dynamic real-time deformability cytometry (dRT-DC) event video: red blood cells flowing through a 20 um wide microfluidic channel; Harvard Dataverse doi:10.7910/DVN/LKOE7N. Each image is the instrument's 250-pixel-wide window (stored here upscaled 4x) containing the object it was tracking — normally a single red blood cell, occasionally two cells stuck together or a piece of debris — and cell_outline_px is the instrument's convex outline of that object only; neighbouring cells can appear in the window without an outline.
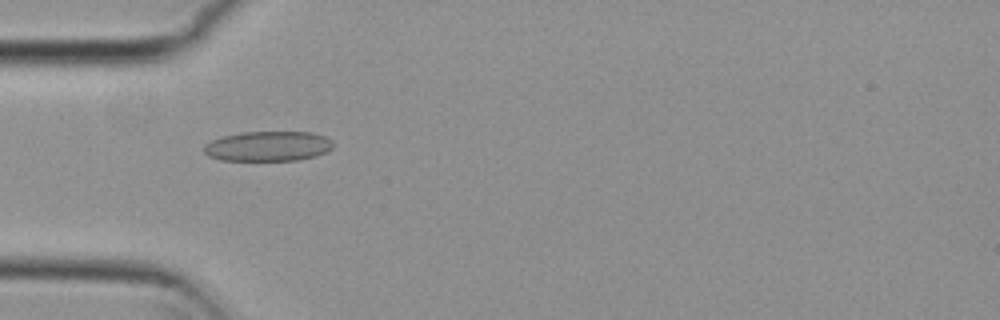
{"species": "common noctule bat (a hibernating species)", "species_latin": "Nyctalus noctula", "temperature_condition": "cold", "stored_images_in_passage": 5, "camera_frame_rate_fps": 3000, "um_per_image_px": 0.085, "animal": {"sex": "female", "body_mass_g": 29.2, "forearm_length_mm": 56.3}, "frame": {"image": 1, "passage_image": 4, "time_ms": 1.0, "image_size_px": [1000, 320], "cell_outline_px": [[332, 148], [316, 156], [296, 160], [220, 160], [208, 156], [204, 152], [204, 144], [212, 140], [224, 136], [240, 132], [312, 132], [324, 136], [332, 140]], "centroid_in_image_um": [22.76, 12.42], "position_along_channel_um": 62.2, "area_um2": 22.48}}